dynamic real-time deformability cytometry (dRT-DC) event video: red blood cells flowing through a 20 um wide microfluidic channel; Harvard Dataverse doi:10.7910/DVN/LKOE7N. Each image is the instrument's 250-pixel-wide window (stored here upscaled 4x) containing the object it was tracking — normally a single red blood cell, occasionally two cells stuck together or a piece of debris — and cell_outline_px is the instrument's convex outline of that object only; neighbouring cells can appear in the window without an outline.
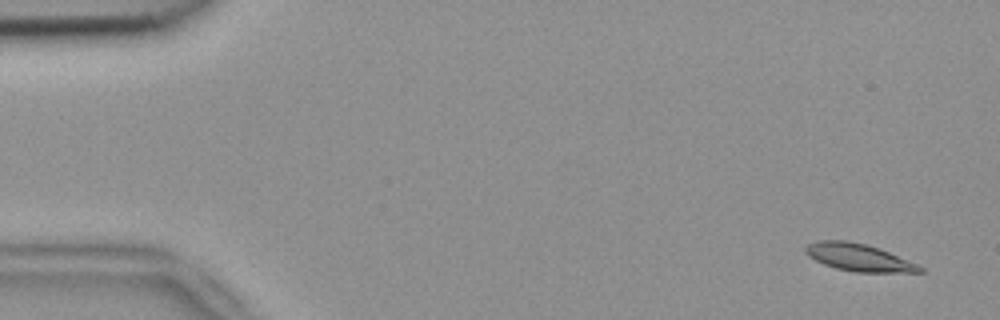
{"species": "common noctule bat (a hibernating species)", "species_latin": "Nyctalus noctula", "temperature_condition": "room temperature", "stored_images_in_passage": 53, "camera_frame_rate_fps": 3000, "um_per_image_px": 0.085, "animal": {"sex": "female", "body_mass_g": 18.4}, "frame": {"image": 1, "passage_image": 2, "time_ms": 0.333, "image_size_px": [1000, 320], "cell_outline_px": [[924, 272], [852, 272], [836, 268], [824, 264], [808, 256], [804, 252], [804, 248], [808, 244], [820, 240], [844, 240], [868, 244], [880, 248], [920, 264], [924, 268]], "centroid_in_image_um": [73.03, 21.88], "position_along_channel_um": 12.0, "area_um2": 18.5}}
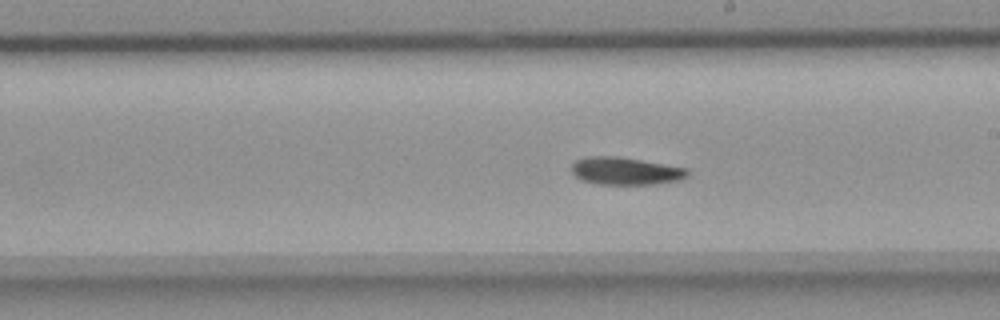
{"frame": {"image": 2, "passage_image": 30, "time_ms": 9.667, "image_size_px": [1000, 320], "cell_outline_px": [[688, 176], [680, 180], [660, 184], [596, 184], [580, 180], [572, 172], [572, 164], [576, 160], [588, 156], [620, 156], [688, 168]], "centroid_in_image_um": [53.18, 14.53], "position_along_channel_um": 235.8, "area_um2": 18.84}}
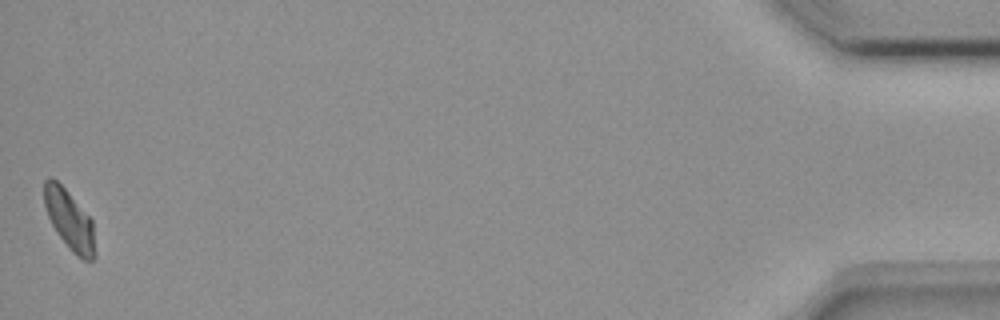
{"frame": {"image": 3, "passage_image": 53, "time_ms": 17.333, "image_size_px": [1000, 320], "cell_outline_px": [[96, 256], [92, 260], [84, 260], [76, 256], [68, 248], [56, 232], [48, 216], [44, 204], [44, 180], [48, 176], [56, 180], [64, 188], [92, 220]], "centroid_in_image_um": [5.9, 18.72], "position_along_channel_um": 429.3, "area_um2": 17.57}, "authors_computed_cell_mechanics": {"area_um2": 18.2648, "velocity_mm_per_s": 3.7457, "shape_relaxation_time_tau1_ms": 6.6276, "shape_relaxation_time_tau2_ms": null, "deformation_change_tau1": 0.1554, "deformation_change_tau2": null}}